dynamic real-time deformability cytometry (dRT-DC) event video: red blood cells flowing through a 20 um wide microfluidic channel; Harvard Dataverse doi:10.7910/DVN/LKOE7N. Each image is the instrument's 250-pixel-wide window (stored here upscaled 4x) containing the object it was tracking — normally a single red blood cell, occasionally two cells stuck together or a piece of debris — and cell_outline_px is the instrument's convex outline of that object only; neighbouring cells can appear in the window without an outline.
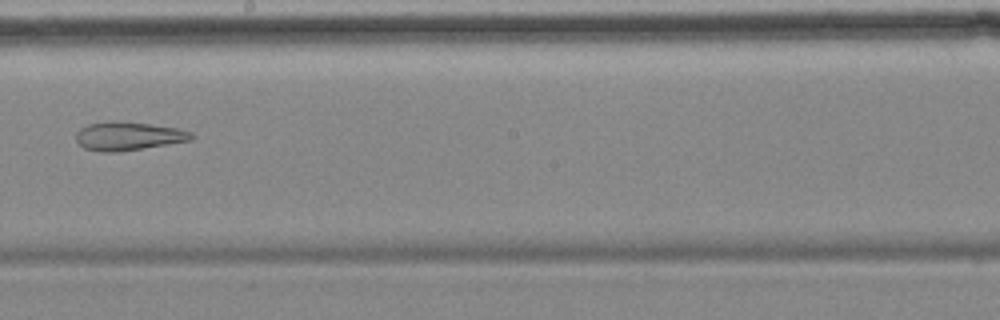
{"species": "common noctule bat (a hibernating species)", "species_latin": "Nyctalus noctula", "temperature_condition": "cold", "stored_images_in_passage": 14, "camera_frame_rate_fps": 3000, "um_per_image_px": 0.085, "animal": {"sex": "female", "body_mass_g": 18.4}, "frame": {"image": 1, "passage_image": 8, "time_ms": 9.333, "image_size_px": [1000, 320], "cell_outline_px": [[196, 136], [192, 140], [116, 152], [104, 152], [84, 148], [76, 140], [76, 132], [80, 128], [88, 124], [108, 120], [116, 120], [180, 128], [192, 132]], "centroid_in_image_um": [10.91, 11.55], "position_along_channel_um": 237.3, "area_um2": 19.25}, "authors_computed_cell_mechanics": {"area_um2": 24.6517, "velocity_mm_per_s": 3.5312, "shape_relaxation_time_tau1_ms": null, "shape_relaxation_time_tau2_ms": 3.1289, "deformation_change_tau1": null, "deformation_change_tau2": 0.1249}}